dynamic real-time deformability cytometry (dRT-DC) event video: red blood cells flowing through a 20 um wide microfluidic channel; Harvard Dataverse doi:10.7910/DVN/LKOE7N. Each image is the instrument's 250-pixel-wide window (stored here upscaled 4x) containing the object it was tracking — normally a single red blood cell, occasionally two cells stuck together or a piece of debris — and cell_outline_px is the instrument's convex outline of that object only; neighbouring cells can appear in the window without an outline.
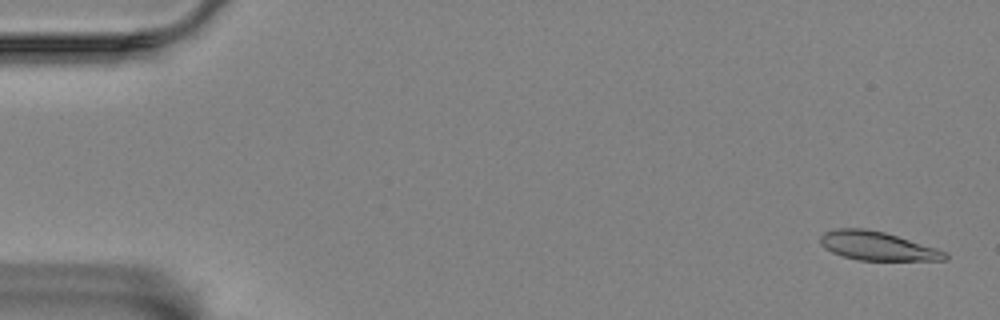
{"species": "Egyptian fruit bat (a non-hibernating species)", "species_latin": "Rousettus aegyptiacus", "temperature_condition": "room temperature", "stored_images_in_passage": 57, "camera_frame_rate_fps": 3000, "um_per_image_px": 0.085, "animal": {"sex": "female"}, "frame": {"image": 1, "passage_image": 2, "time_ms": 0.333, "image_size_px": [1000, 320], "cell_outline_px": [[948, 260], [856, 260], [832, 252], [824, 248], [820, 244], [820, 236], [824, 232], [832, 228], [864, 228], [884, 232], [936, 248], [948, 252]], "centroid_in_image_um": [74.54, 20.9], "position_along_channel_um": 10.5, "area_um2": 20.92}}
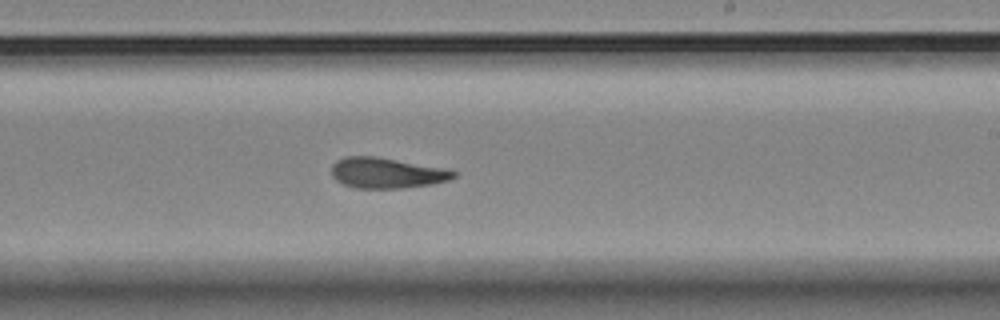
{"frame": {"image": 2, "passage_image": 34, "time_ms": 11.0, "image_size_px": [1000, 320], "cell_outline_px": [[456, 176], [448, 180], [432, 184], [404, 188], [352, 188], [336, 180], [332, 176], [332, 164], [336, 160], [344, 156], [376, 156], [444, 168], [456, 172]], "centroid_in_image_um": [32.83, 14.7], "position_along_channel_um": 256.2, "area_um2": 21.79}}
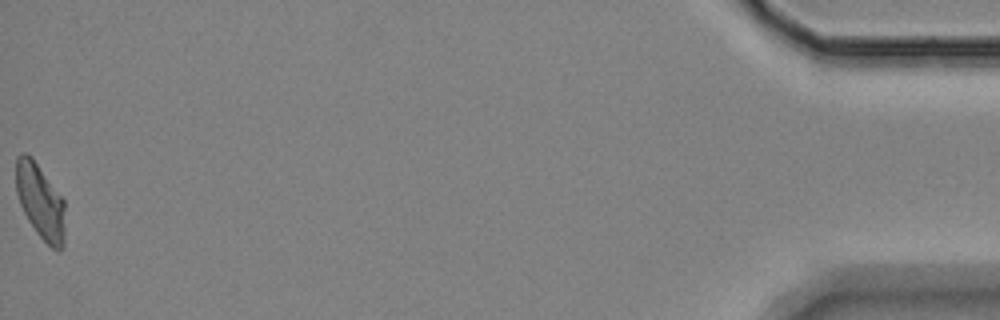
{"frame": {"image": 3, "passage_image": 57, "time_ms": 18.667, "image_size_px": [1000, 320], "cell_outline_px": [[64, 248], [60, 252], [52, 248], [36, 232], [28, 220], [20, 204], [16, 192], [16, 156], [20, 152], [24, 152], [32, 156], [64, 200]], "centroid_in_image_um": [3.42, 17.11], "position_along_channel_um": 431.8, "area_um2": 21.56}, "authors_computed_cell_mechanics": {"area_um2": 21.5594, "velocity_mm_per_s": 3.5139, "shape_relaxation_time_tau1_ms": 10.2204, "shape_relaxation_time_tau2_ms": 2.7348, "deformation_change_tau1": 0.259, "deformation_change_tau2": 0.1067}}